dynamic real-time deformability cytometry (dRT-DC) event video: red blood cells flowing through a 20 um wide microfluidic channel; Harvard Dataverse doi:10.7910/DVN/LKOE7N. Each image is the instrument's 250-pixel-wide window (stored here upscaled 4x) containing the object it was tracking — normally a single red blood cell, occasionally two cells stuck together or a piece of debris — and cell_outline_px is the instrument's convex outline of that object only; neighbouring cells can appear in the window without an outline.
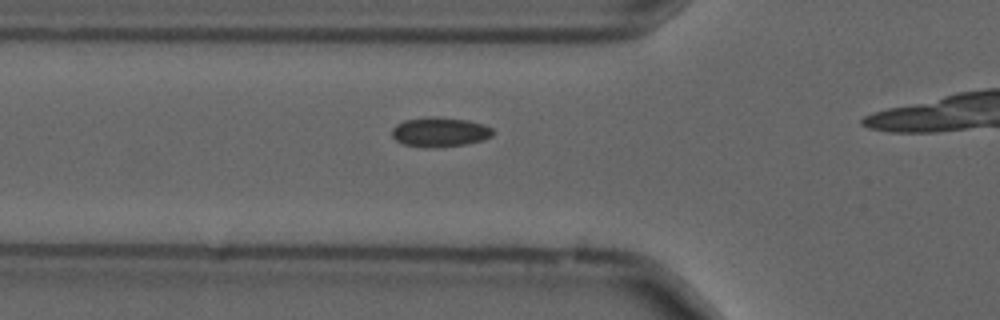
{"species": "common noctule bat (a hibernating species)", "species_latin": "Nyctalus noctula", "temperature_condition": "cold", "stored_images_in_passage": 17, "camera_frame_rate_fps": 3000, "um_per_image_px": 0.085, "animal": {"sex": "male", "forearm_length_mm": 52.5}, "frame": {"image": 1, "passage_image": 12, "time_ms": 3.667, "image_size_px": [1000, 320], "cell_outline_px": [[492, 136], [484, 140], [464, 144], [428, 148], [424, 148], [404, 144], [396, 140], [392, 136], [392, 128], [396, 124], [404, 120], [428, 116], [436, 116], [468, 120], [484, 124], [492, 128]], "centroid_in_image_um": [37.37, 11.21], "position_along_channel_um": 88.4, "area_um2": 17.51}}
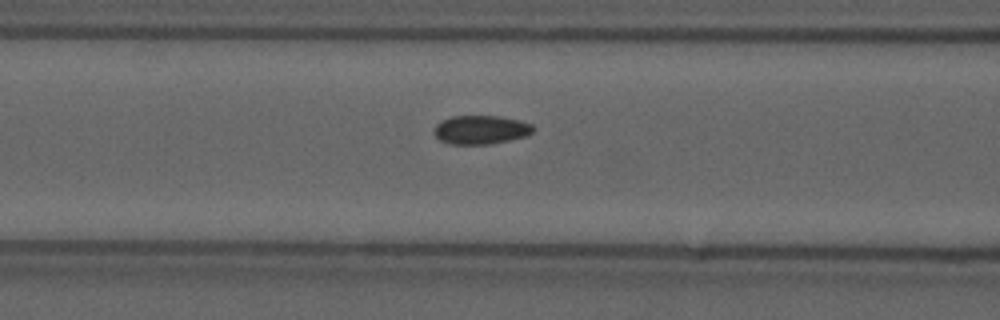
{"frame": {"image": 2, "passage_image": 15, "time_ms": 4.667, "image_size_px": [1000, 320], "cell_outline_px": [[536, 128], [528, 136], [488, 144], [448, 144], [440, 140], [432, 132], [436, 124], [440, 120], [452, 116], [500, 116], [520, 120], [532, 124]], "centroid_in_image_um": [40.86, 11.02], "position_along_channel_um": 125.7, "area_um2": 16.82}}